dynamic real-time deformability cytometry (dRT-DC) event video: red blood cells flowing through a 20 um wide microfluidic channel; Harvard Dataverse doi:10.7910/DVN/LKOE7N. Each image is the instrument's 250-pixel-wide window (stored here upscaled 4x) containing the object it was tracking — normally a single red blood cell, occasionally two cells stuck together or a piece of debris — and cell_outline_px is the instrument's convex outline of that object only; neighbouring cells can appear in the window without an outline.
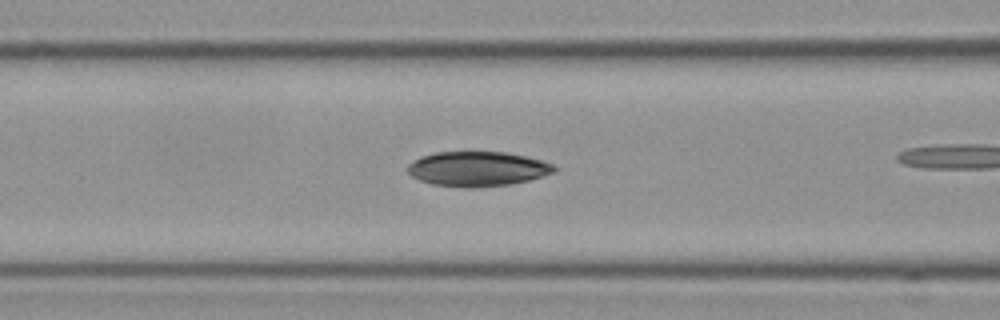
{"species": "Egyptian fruit bat (a non-hibernating species)", "species_latin": "Rousettus aegyptiacus", "temperature_condition": "cold", "stored_images_in_passage": 16, "camera_frame_rate_fps": 3000, "um_per_image_px": 0.085, "frame": {"image": 1, "passage_image": 14, "time_ms": 4.333, "image_size_px": [1000, 320], "cell_outline_px": [[556, 168], [552, 172], [528, 180], [508, 184], [468, 188], [464, 188], [432, 184], [420, 180], [412, 176], [408, 172], [408, 164], [424, 156], [436, 152], [504, 152], [524, 156], [540, 160], [552, 164]], "centroid_in_image_um": [40.55, 14.35], "position_along_channel_um": 126.1, "area_um2": 29.13}}